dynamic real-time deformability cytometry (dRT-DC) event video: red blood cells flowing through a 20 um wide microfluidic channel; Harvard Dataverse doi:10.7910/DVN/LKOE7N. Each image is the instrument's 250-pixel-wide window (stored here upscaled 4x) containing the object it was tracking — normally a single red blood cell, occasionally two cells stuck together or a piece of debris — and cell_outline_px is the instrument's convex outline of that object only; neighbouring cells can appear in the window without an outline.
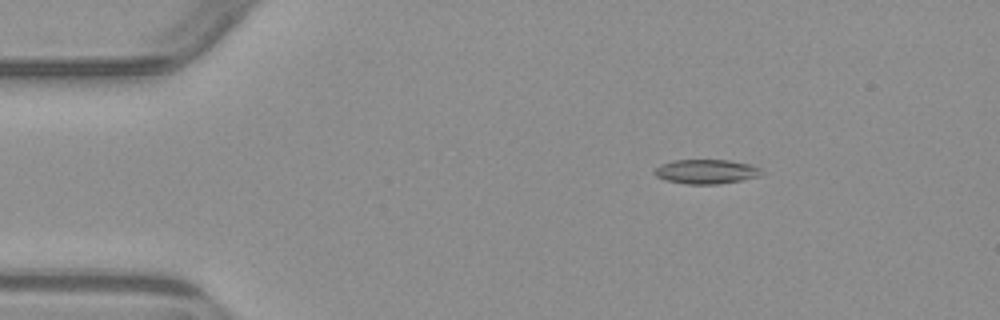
{"species": "common noctule bat (a hibernating species)", "species_latin": "Nyctalus noctula", "temperature_condition": "warm", "stored_images_in_passage": 4, "camera_frame_rate_fps": 3000, "um_per_image_px": 0.085, "animal": {"sex": "male", "body_mass_g": 23.1, "forearm_length_mm": 52.7}, "frame": {"image": 1, "passage_image": 2, "time_ms": 1.333, "image_size_px": [1000, 320], "cell_outline_px": [[764, 172], [756, 176], [740, 180], [716, 184], [684, 184], [664, 180], [656, 176], [652, 172], [660, 164], [672, 160], [728, 160], [752, 164], [760, 168]], "centroid_in_image_um": [59.98, 14.58], "position_along_channel_um": 25.0, "area_um2": 15.26}}